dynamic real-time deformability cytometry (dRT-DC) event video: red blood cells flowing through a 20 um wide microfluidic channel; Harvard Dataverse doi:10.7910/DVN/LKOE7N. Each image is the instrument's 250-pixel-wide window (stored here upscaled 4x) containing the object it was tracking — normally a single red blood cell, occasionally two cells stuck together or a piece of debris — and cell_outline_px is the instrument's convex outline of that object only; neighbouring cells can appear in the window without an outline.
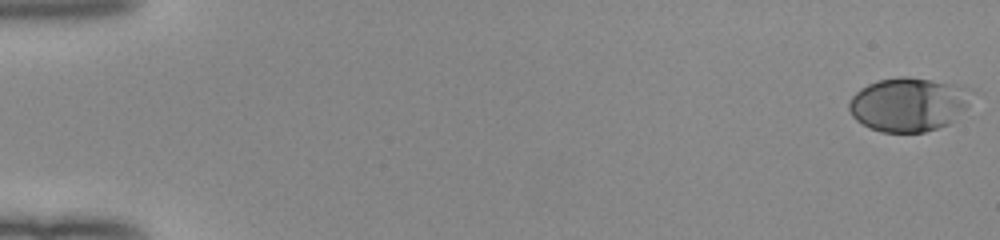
{"species": "human", "species_latin": "Homo sapiens", "temperature_condition": "room temperature", "stored_images_in_passage": 53, "camera_frame_rate_fps": 3000, "um_per_image_px": 0.085, "donor": {"sex": "female"}, "frame": {"image": 1, "passage_image": 1, "time_ms": 0.0, "image_size_px": [1000, 240], "cell_outline_px": [[976, 92], [968, 104], [948, 124], [924, 132], [880, 132], [856, 120], [852, 116], [848, 108], [848, 104], [852, 96], [860, 88], [868, 84], [880, 80], [900, 76], [908, 76], [960, 84]], "centroid_in_image_um": [77.24, 8.84], "position_along_channel_um": 7.8, "area_um2": 38.61}}
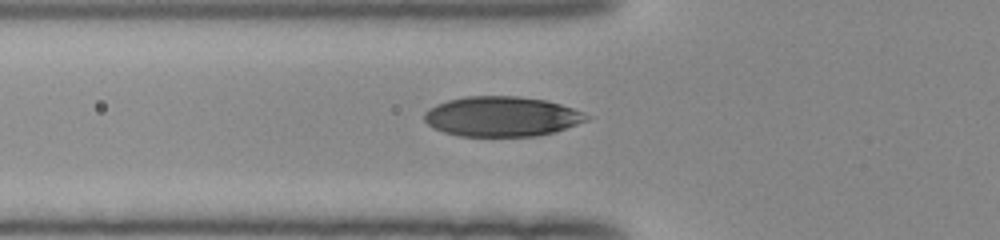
{"frame": {"image": 2, "passage_image": 20, "time_ms": 6.333, "image_size_px": [1000, 240], "cell_outline_px": [[592, 116], [588, 120], [552, 132], [536, 136], [460, 136], [444, 132], [432, 128], [424, 120], [424, 112], [428, 108], [436, 104], [448, 100], [464, 96], [516, 96], [544, 100], [560, 104], [584, 112]], "centroid_in_image_um": [42.61, 9.9], "position_along_channel_um": 83.2, "area_um2": 37.8}}
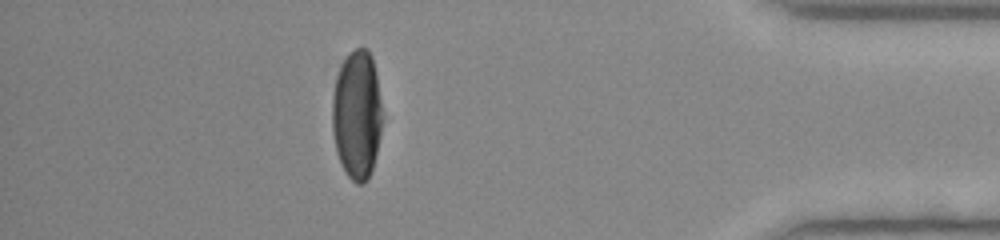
{"frame": {"image": 3, "passage_image": 47, "time_ms": 15.333, "image_size_px": [1000, 240], "cell_outline_px": [[384, 120], [372, 168], [368, 180], [364, 184], [356, 184], [348, 176], [336, 152], [332, 128], [332, 96], [336, 76], [344, 60], [356, 48], [368, 48], [372, 56], [376, 72], [384, 112]], "centroid_in_image_um": [30.37, 9.75], "position_along_channel_um": 404.8, "area_um2": 38.15}, "authors_computed_cell_mechanics": {"area_um2": 38.0324, "velocity_mm_per_s": 3.9979, "shape_relaxation_time_tau1_ms": 3.6417, "shape_relaxation_time_tau2_ms": null, "deformation_change_tau1": 0.1949, "deformation_change_tau2": null}}